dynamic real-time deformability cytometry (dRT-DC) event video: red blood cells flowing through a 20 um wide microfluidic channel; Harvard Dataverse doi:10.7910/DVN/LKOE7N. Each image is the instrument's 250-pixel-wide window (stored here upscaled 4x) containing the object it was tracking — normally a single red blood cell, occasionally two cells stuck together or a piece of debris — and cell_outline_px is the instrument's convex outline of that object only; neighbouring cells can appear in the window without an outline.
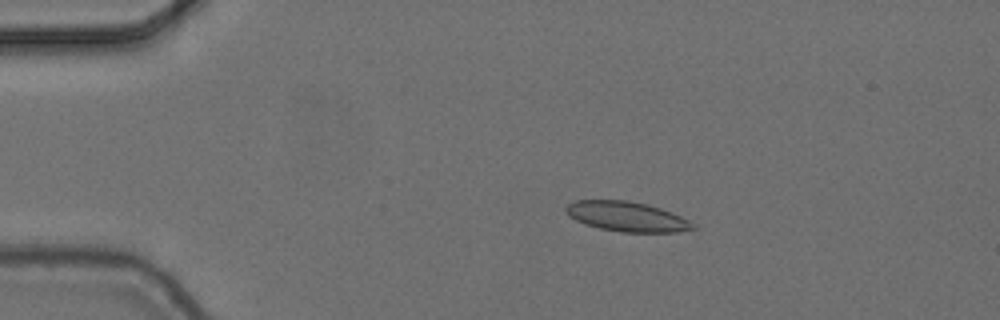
{"species": "common noctule bat (a hibernating species)", "species_latin": "Nyctalus noctula", "temperature_condition": "cold", "stored_images_in_passage": 6, "camera_frame_rate_fps": 3000, "um_per_image_px": 0.085, "animal": {"sex": "female", "body_mass_g": 24.6, "forearm_length_mm": 56.2}, "frame": {"image": 1, "passage_image": 3, "time_ms": 0.667, "image_size_px": [1000, 320], "cell_outline_px": [[696, 228], [676, 232], [620, 232], [600, 228], [584, 224], [568, 216], [564, 212], [564, 208], [568, 204], [576, 200], [628, 200], [648, 204], [672, 212], [696, 224]], "centroid_in_image_um": [53.26, 18.4], "position_along_channel_um": 31.7, "area_um2": 22.25}}
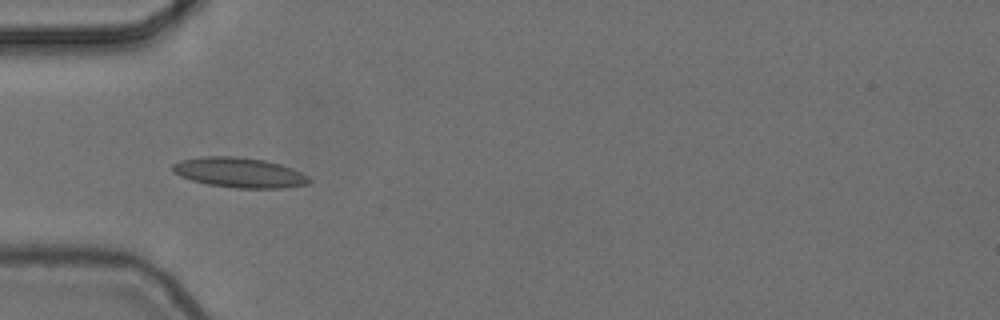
{"frame": {"image": 2, "passage_image": 5, "time_ms": 1.333, "image_size_px": [1000, 320], "cell_outline_px": [[312, 180], [308, 184], [284, 188], [236, 188], [208, 184], [192, 180], [180, 176], [172, 172], [172, 164], [180, 160], [204, 156], [236, 156], [264, 160], [280, 164], [292, 168], [308, 176]], "centroid_in_image_um": [20.34, 14.66], "position_along_channel_um": 64.7, "area_um2": 23.93}}
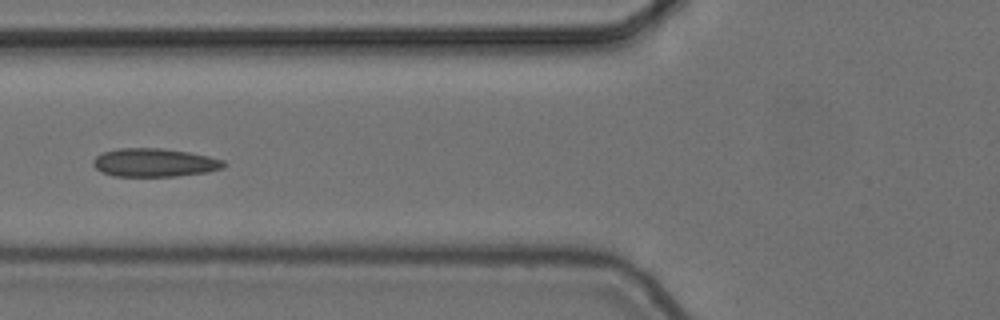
{"frame": {"image": 3, "passage_image": 6, "time_ms": 1.667, "image_size_px": [1000, 320], "cell_outline_px": [[228, 164], [224, 168], [208, 172], [176, 176], [112, 176], [96, 168], [92, 164], [92, 160], [96, 156], [104, 152], [116, 148], [160, 148], [188, 152], [208, 156], [224, 160]], "centroid_in_image_um": [13.15, 13.82], "position_along_channel_um": 112.6, "area_um2": 21.68}}